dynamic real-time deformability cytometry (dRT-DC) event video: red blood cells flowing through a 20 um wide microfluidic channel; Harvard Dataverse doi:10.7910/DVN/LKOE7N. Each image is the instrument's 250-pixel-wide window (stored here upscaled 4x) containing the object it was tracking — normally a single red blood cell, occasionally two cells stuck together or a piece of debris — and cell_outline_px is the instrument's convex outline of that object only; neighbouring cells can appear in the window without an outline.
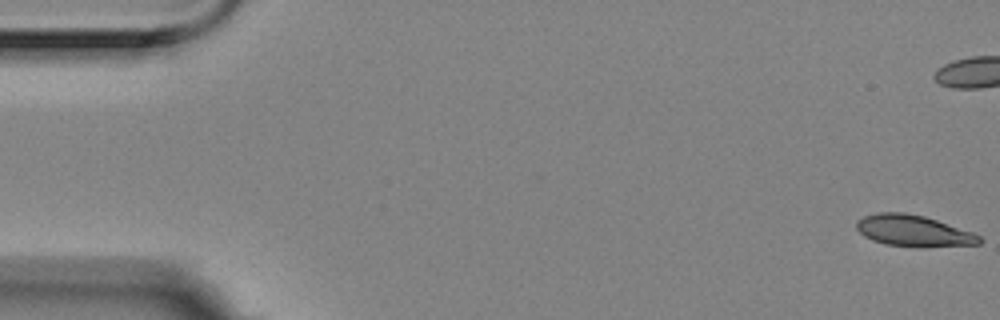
{"species": "Egyptian fruit bat (a non-hibernating species)", "species_latin": "Rousettus aegyptiacus", "temperature_condition": "room temperature", "stored_images_in_passage": 16, "camera_frame_rate_fps": 3000, "um_per_image_px": 0.085, "animal": {"sex": "female"}, "frame": {"image": 1, "passage_image": 1, "time_ms": 0.0, "image_size_px": [1000, 320], "cell_outline_px": [[984, 240], [980, 244], [884, 244], [872, 240], [864, 236], [856, 228], [856, 220], [864, 216], [876, 212], [904, 212], [924, 216], [972, 232], [980, 236]], "centroid_in_image_um": [77.56, 19.55], "position_along_channel_um": 7.4, "area_um2": 21.33}}